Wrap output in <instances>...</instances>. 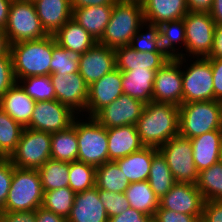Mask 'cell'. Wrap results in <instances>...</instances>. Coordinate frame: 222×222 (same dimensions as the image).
I'll list each match as a JSON object with an SVG mask.
<instances>
[{"label": "cell", "instance_id": "1", "mask_svg": "<svg viewBox=\"0 0 222 222\" xmlns=\"http://www.w3.org/2000/svg\"><path fill=\"white\" fill-rule=\"evenodd\" d=\"M136 128L145 147H161L179 135V106L153 101L146 103Z\"/></svg>", "mask_w": 222, "mask_h": 222}, {"label": "cell", "instance_id": "2", "mask_svg": "<svg viewBox=\"0 0 222 222\" xmlns=\"http://www.w3.org/2000/svg\"><path fill=\"white\" fill-rule=\"evenodd\" d=\"M56 44L53 35L11 44L10 53L16 82L31 76H50L52 50Z\"/></svg>", "mask_w": 222, "mask_h": 222}, {"label": "cell", "instance_id": "3", "mask_svg": "<svg viewBox=\"0 0 222 222\" xmlns=\"http://www.w3.org/2000/svg\"><path fill=\"white\" fill-rule=\"evenodd\" d=\"M143 22L141 0H117L113 5L109 23L98 43L112 49L130 45Z\"/></svg>", "mask_w": 222, "mask_h": 222}, {"label": "cell", "instance_id": "4", "mask_svg": "<svg viewBox=\"0 0 222 222\" xmlns=\"http://www.w3.org/2000/svg\"><path fill=\"white\" fill-rule=\"evenodd\" d=\"M79 117V118H78ZM76 129L78 161L94 167L108 162L107 128L94 117L78 115L72 123Z\"/></svg>", "mask_w": 222, "mask_h": 222}, {"label": "cell", "instance_id": "5", "mask_svg": "<svg viewBox=\"0 0 222 222\" xmlns=\"http://www.w3.org/2000/svg\"><path fill=\"white\" fill-rule=\"evenodd\" d=\"M43 196L38 170L14 166L10 190L1 212L36 211L42 205Z\"/></svg>", "mask_w": 222, "mask_h": 222}, {"label": "cell", "instance_id": "6", "mask_svg": "<svg viewBox=\"0 0 222 222\" xmlns=\"http://www.w3.org/2000/svg\"><path fill=\"white\" fill-rule=\"evenodd\" d=\"M222 101L189 102L179 106V135L192 139L219 130Z\"/></svg>", "mask_w": 222, "mask_h": 222}, {"label": "cell", "instance_id": "7", "mask_svg": "<svg viewBox=\"0 0 222 222\" xmlns=\"http://www.w3.org/2000/svg\"><path fill=\"white\" fill-rule=\"evenodd\" d=\"M182 67L183 104L214 100L211 61L206 57H182Z\"/></svg>", "mask_w": 222, "mask_h": 222}, {"label": "cell", "instance_id": "8", "mask_svg": "<svg viewBox=\"0 0 222 222\" xmlns=\"http://www.w3.org/2000/svg\"><path fill=\"white\" fill-rule=\"evenodd\" d=\"M4 30L10 45L41 39L48 35L41 25L33 1L30 0L12 1Z\"/></svg>", "mask_w": 222, "mask_h": 222}, {"label": "cell", "instance_id": "9", "mask_svg": "<svg viewBox=\"0 0 222 222\" xmlns=\"http://www.w3.org/2000/svg\"><path fill=\"white\" fill-rule=\"evenodd\" d=\"M51 158V134L24 128L9 160L13 166L38 170Z\"/></svg>", "mask_w": 222, "mask_h": 222}, {"label": "cell", "instance_id": "10", "mask_svg": "<svg viewBox=\"0 0 222 222\" xmlns=\"http://www.w3.org/2000/svg\"><path fill=\"white\" fill-rule=\"evenodd\" d=\"M165 158L176 182L196 184L199 171L194 164L189 138L177 135L158 148Z\"/></svg>", "mask_w": 222, "mask_h": 222}, {"label": "cell", "instance_id": "11", "mask_svg": "<svg viewBox=\"0 0 222 222\" xmlns=\"http://www.w3.org/2000/svg\"><path fill=\"white\" fill-rule=\"evenodd\" d=\"M185 23L186 56L207 57L213 46L215 22L210 13L188 12Z\"/></svg>", "mask_w": 222, "mask_h": 222}, {"label": "cell", "instance_id": "12", "mask_svg": "<svg viewBox=\"0 0 222 222\" xmlns=\"http://www.w3.org/2000/svg\"><path fill=\"white\" fill-rule=\"evenodd\" d=\"M78 116L69 106L56 99L35 103L31 120L26 128L47 133H56L68 129Z\"/></svg>", "mask_w": 222, "mask_h": 222}, {"label": "cell", "instance_id": "13", "mask_svg": "<svg viewBox=\"0 0 222 222\" xmlns=\"http://www.w3.org/2000/svg\"><path fill=\"white\" fill-rule=\"evenodd\" d=\"M152 101L183 104L182 57L171 58L155 72Z\"/></svg>", "mask_w": 222, "mask_h": 222}, {"label": "cell", "instance_id": "14", "mask_svg": "<svg viewBox=\"0 0 222 222\" xmlns=\"http://www.w3.org/2000/svg\"><path fill=\"white\" fill-rule=\"evenodd\" d=\"M145 103L127 94H122L101 109L94 118L105 128L136 125L142 115Z\"/></svg>", "mask_w": 222, "mask_h": 222}, {"label": "cell", "instance_id": "15", "mask_svg": "<svg viewBox=\"0 0 222 222\" xmlns=\"http://www.w3.org/2000/svg\"><path fill=\"white\" fill-rule=\"evenodd\" d=\"M50 80L57 101L69 106L79 115L86 111L89 86L79 72L66 75L50 74Z\"/></svg>", "mask_w": 222, "mask_h": 222}, {"label": "cell", "instance_id": "16", "mask_svg": "<svg viewBox=\"0 0 222 222\" xmlns=\"http://www.w3.org/2000/svg\"><path fill=\"white\" fill-rule=\"evenodd\" d=\"M122 94V74L115 68L89 85L86 111L82 115L94 117Z\"/></svg>", "mask_w": 222, "mask_h": 222}, {"label": "cell", "instance_id": "17", "mask_svg": "<svg viewBox=\"0 0 222 222\" xmlns=\"http://www.w3.org/2000/svg\"><path fill=\"white\" fill-rule=\"evenodd\" d=\"M205 199L196 184L176 182L159 199V207L188 215H202Z\"/></svg>", "mask_w": 222, "mask_h": 222}, {"label": "cell", "instance_id": "18", "mask_svg": "<svg viewBox=\"0 0 222 222\" xmlns=\"http://www.w3.org/2000/svg\"><path fill=\"white\" fill-rule=\"evenodd\" d=\"M78 62V72L88 86L116 68L114 49L98 42L78 55Z\"/></svg>", "mask_w": 222, "mask_h": 222}, {"label": "cell", "instance_id": "19", "mask_svg": "<svg viewBox=\"0 0 222 222\" xmlns=\"http://www.w3.org/2000/svg\"><path fill=\"white\" fill-rule=\"evenodd\" d=\"M109 217L99 198L98 188L76 193L67 222H108Z\"/></svg>", "mask_w": 222, "mask_h": 222}, {"label": "cell", "instance_id": "20", "mask_svg": "<svg viewBox=\"0 0 222 222\" xmlns=\"http://www.w3.org/2000/svg\"><path fill=\"white\" fill-rule=\"evenodd\" d=\"M114 52L116 68L120 71L136 68L157 71L171 59L165 52H139L129 45L118 47Z\"/></svg>", "mask_w": 222, "mask_h": 222}, {"label": "cell", "instance_id": "21", "mask_svg": "<svg viewBox=\"0 0 222 222\" xmlns=\"http://www.w3.org/2000/svg\"><path fill=\"white\" fill-rule=\"evenodd\" d=\"M41 25L48 35H54L72 18L70 0H33Z\"/></svg>", "mask_w": 222, "mask_h": 222}, {"label": "cell", "instance_id": "22", "mask_svg": "<svg viewBox=\"0 0 222 222\" xmlns=\"http://www.w3.org/2000/svg\"><path fill=\"white\" fill-rule=\"evenodd\" d=\"M108 137V161L128 156L141 150V143L136 125H125L107 129Z\"/></svg>", "mask_w": 222, "mask_h": 222}, {"label": "cell", "instance_id": "23", "mask_svg": "<svg viewBox=\"0 0 222 222\" xmlns=\"http://www.w3.org/2000/svg\"><path fill=\"white\" fill-rule=\"evenodd\" d=\"M194 164L200 172L222 160V133L214 130L190 139Z\"/></svg>", "mask_w": 222, "mask_h": 222}, {"label": "cell", "instance_id": "24", "mask_svg": "<svg viewBox=\"0 0 222 222\" xmlns=\"http://www.w3.org/2000/svg\"><path fill=\"white\" fill-rule=\"evenodd\" d=\"M35 103L18 82L0 98V108L24 128L30 123Z\"/></svg>", "mask_w": 222, "mask_h": 222}, {"label": "cell", "instance_id": "25", "mask_svg": "<svg viewBox=\"0 0 222 222\" xmlns=\"http://www.w3.org/2000/svg\"><path fill=\"white\" fill-rule=\"evenodd\" d=\"M144 21L160 25L182 19L189 12L186 0H141Z\"/></svg>", "mask_w": 222, "mask_h": 222}, {"label": "cell", "instance_id": "26", "mask_svg": "<svg viewBox=\"0 0 222 222\" xmlns=\"http://www.w3.org/2000/svg\"><path fill=\"white\" fill-rule=\"evenodd\" d=\"M112 9L113 5L88 6L72 9V19L98 42L109 23Z\"/></svg>", "mask_w": 222, "mask_h": 222}, {"label": "cell", "instance_id": "27", "mask_svg": "<svg viewBox=\"0 0 222 222\" xmlns=\"http://www.w3.org/2000/svg\"><path fill=\"white\" fill-rule=\"evenodd\" d=\"M155 72L146 68L121 71L123 93L143 101L145 104L152 102Z\"/></svg>", "mask_w": 222, "mask_h": 222}, {"label": "cell", "instance_id": "28", "mask_svg": "<svg viewBox=\"0 0 222 222\" xmlns=\"http://www.w3.org/2000/svg\"><path fill=\"white\" fill-rule=\"evenodd\" d=\"M158 152L155 147H143L126 157L116 159L115 162L123 172L129 183L148 179L153 156Z\"/></svg>", "mask_w": 222, "mask_h": 222}, {"label": "cell", "instance_id": "29", "mask_svg": "<svg viewBox=\"0 0 222 222\" xmlns=\"http://www.w3.org/2000/svg\"><path fill=\"white\" fill-rule=\"evenodd\" d=\"M53 36L58 45L76 55L85 53L97 43V41L72 18Z\"/></svg>", "mask_w": 222, "mask_h": 222}, {"label": "cell", "instance_id": "30", "mask_svg": "<svg viewBox=\"0 0 222 222\" xmlns=\"http://www.w3.org/2000/svg\"><path fill=\"white\" fill-rule=\"evenodd\" d=\"M159 27L161 47L165 53L173 59L186 57V36L185 23L183 18L161 23ZM182 46L184 47V50L179 48Z\"/></svg>", "mask_w": 222, "mask_h": 222}, {"label": "cell", "instance_id": "31", "mask_svg": "<svg viewBox=\"0 0 222 222\" xmlns=\"http://www.w3.org/2000/svg\"><path fill=\"white\" fill-rule=\"evenodd\" d=\"M130 207L146 215L153 216L159 208V198L151 189L147 180L130 183L125 190Z\"/></svg>", "mask_w": 222, "mask_h": 222}, {"label": "cell", "instance_id": "32", "mask_svg": "<svg viewBox=\"0 0 222 222\" xmlns=\"http://www.w3.org/2000/svg\"><path fill=\"white\" fill-rule=\"evenodd\" d=\"M76 129L71 125L64 131L51 134V158L61 162L78 160Z\"/></svg>", "mask_w": 222, "mask_h": 222}, {"label": "cell", "instance_id": "33", "mask_svg": "<svg viewBox=\"0 0 222 222\" xmlns=\"http://www.w3.org/2000/svg\"><path fill=\"white\" fill-rule=\"evenodd\" d=\"M147 181L159 199L176 183L165 158L159 151L153 156Z\"/></svg>", "mask_w": 222, "mask_h": 222}, {"label": "cell", "instance_id": "34", "mask_svg": "<svg viewBox=\"0 0 222 222\" xmlns=\"http://www.w3.org/2000/svg\"><path fill=\"white\" fill-rule=\"evenodd\" d=\"M45 191L69 187V163L50 158L38 169Z\"/></svg>", "mask_w": 222, "mask_h": 222}, {"label": "cell", "instance_id": "35", "mask_svg": "<svg viewBox=\"0 0 222 222\" xmlns=\"http://www.w3.org/2000/svg\"><path fill=\"white\" fill-rule=\"evenodd\" d=\"M129 181L115 161H108L96 168V187L115 193H125Z\"/></svg>", "mask_w": 222, "mask_h": 222}, {"label": "cell", "instance_id": "36", "mask_svg": "<svg viewBox=\"0 0 222 222\" xmlns=\"http://www.w3.org/2000/svg\"><path fill=\"white\" fill-rule=\"evenodd\" d=\"M196 186L205 201H222V160L200 171Z\"/></svg>", "mask_w": 222, "mask_h": 222}, {"label": "cell", "instance_id": "37", "mask_svg": "<svg viewBox=\"0 0 222 222\" xmlns=\"http://www.w3.org/2000/svg\"><path fill=\"white\" fill-rule=\"evenodd\" d=\"M24 127L0 108V158L15 151Z\"/></svg>", "mask_w": 222, "mask_h": 222}, {"label": "cell", "instance_id": "38", "mask_svg": "<svg viewBox=\"0 0 222 222\" xmlns=\"http://www.w3.org/2000/svg\"><path fill=\"white\" fill-rule=\"evenodd\" d=\"M75 195L76 193L69 187L45 191L41 206L67 219L74 204Z\"/></svg>", "mask_w": 222, "mask_h": 222}, {"label": "cell", "instance_id": "39", "mask_svg": "<svg viewBox=\"0 0 222 222\" xmlns=\"http://www.w3.org/2000/svg\"><path fill=\"white\" fill-rule=\"evenodd\" d=\"M129 46L139 52H165L161 47L159 25L144 21Z\"/></svg>", "mask_w": 222, "mask_h": 222}, {"label": "cell", "instance_id": "40", "mask_svg": "<svg viewBox=\"0 0 222 222\" xmlns=\"http://www.w3.org/2000/svg\"><path fill=\"white\" fill-rule=\"evenodd\" d=\"M69 188L75 193L92 189L96 186V167L81 161L69 163Z\"/></svg>", "mask_w": 222, "mask_h": 222}, {"label": "cell", "instance_id": "41", "mask_svg": "<svg viewBox=\"0 0 222 222\" xmlns=\"http://www.w3.org/2000/svg\"><path fill=\"white\" fill-rule=\"evenodd\" d=\"M18 83L26 91L27 95L36 102L55 99V90L50 76H31L20 79Z\"/></svg>", "mask_w": 222, "mask_h": 222}, {"label": "cell", "instance_id": "42", "mask_svg": "<svg viewBox=\"0 0 222 222\" xmlns=\"http://www.w3.org/2000/svg\"><path fill=\"white\" fill-rule=\"evenodd\" d=\"M78 55L56 44L52 50L50 74H73L78 72Z\"/></svg>", "mask_w": 222, "mask_h": 222}, {"label": "cell", "instance_id": "43", "mask_svg": "<svg viewBox=\"0 0 222 222\" xmlns=\"http://www.w3.org/2000/svg\"><path fill=\"white\" fill-rule=\"evenodd\" d=\"M98 192L100 201L105 207L109 218L121 214L130 207L125 193H115L101 189H98Z\"/></svg>", "mask_w": 222, "mask_h": 222}, {"label": "cell", "instance_id": "44", "mask_svg": "<svg viewBox=\"0 0 222 222\" xmlns=\"http://www.w3.org/2000/svg\"><path fill=\"white\" fill-rule=\"evenodd\" d=\"M13 172L14 166L9 158H0V212L4 208L10 190Z\"/></svg>", "mask_w": 222, "mask_h": 222}, {"label": "cell", "instance_id": "45", "mask_svg": "<svg viewBox=\"0 0 222 222\" xmlns=\"http://www.w3.org/2000/svg\"><path fill=\"white\" fill-rule=\"evenodd\" d=\"M16 83L11 55H0V98Z\"/></svg>", "mask_w": 222, "mask_h": 222}, {"label": "cell", "instance_id": "46", "mask_svg": "<svg viewBox=\"0 0 222 222\" xmlns=\"http://www.w3.org/2000/svg\"><path fill=\"white\" fill-rule=\"evenodd\" d=\"M202 215H188L159 207L153 222H201Z\"/></svg>", "mask_w": 222, "mask_h": 222}, {"label": "cell", "instance_id": "47", "mask_svg": "<svg viewBox=\"0 0 222 222\" xmlns=\"http://www.w3.org/2000/svg\"><path fill=\"white\" fill-rule=\"evenodd\" d=\"M108 222H153V216L129 207L121 214L110 217Z\"/></svg>", "mask_w": 222, "mask_h": 222}, {"label": "cell", "instance_id": "48", "mask_svg": "<svg viewBox=\"0 0 222 222\" xmlns=\"http://www.w3.org/2000/svg\"><path fill=\"white\" fill-rule=\"evenodd\" d=\"M201 222H222V201H205Z\"/></svg>", "mask_w": 222, "mask_h": 222}, {"label": "cell", "instance_id": "49", "mask_svg": "<svg viewBox=\"0 0 222 222\" xmlns=\"http://www.w3.org/2000/svg\"><path fill=\"white\" fill-rule=\"evenodd\" d=\"M0 222H36V211L0 212Z\"/></svg>", "mask_w": 222, "mask_h": 222}, {"label": "cell", "instance_id": "50", "mask_svg": "<svg viewBox=\"0 0 222 222\" xmlns=\"http://www.w3.org/2000/svg\"><path fill=\"white\" fill-rule=\"evenodd\" d=\"M214 80V100L222 101V59H209Z\"/></svg>", "mask_w": 222, "mask_h": 222}, {"label": "cell", "instance_id": "51", "mask_svg": "<svg viewBox=\"0 0 222 222\" xmlns=\"http://www.w3.org/2000/svg\"><path fill=\"white\" fill-rule=\"evenodd\" d=\"M208 59H222V25H215L213 46Z\"/></svg>", "mask_w": 222, "mask_h": 222}, {"label": "cell", "instance_id": "52", "mask_svg": "<svg viewBox=\"0 0 222 222\" xmlns=\"http://www.w3.org/2000/svg\"><path fill=\"white\" fill-rule=\"evenodd\" d=\"M190 12L210 13L214 0H186Z\"/></svg>", "mask_w": 222, "mask_h": 222}, {"label": "cell", "instance_id": "53", "mask_svg": "<svg viewBox=\"0 0 222 222\" xmlns=\"http://www.w3.org/2000/svg\"><path fill=\"white\" fill-rule=\"evenodd\" d=\"M36 222H67V219L41 206L36 210Z\"/></svg>", "mask_w": 222, "mask_h": 222}, {"label": "cell", "instance_id": "54", "mask_svg": "<svg viewBox=\"0 0 222 222\" xmlns=\"http://www.w3.org/2000/svg\"><path fill=\"white\" fill-rule=\"evenodd\" d=\"M117 0H70L71 8L77 9L88 6L114 5Z\"/></svg>", "mask_w": 222, "mask_h": 222}, {"label": "cell", "instance_id": "55", "mask_svg": "<svg viewBox=\"0 0 222 222\" xmlns=\"http://www.w3.org/2000/svg\"><path fill=\"white\" fill-rule=\"evenodd\" d=\"M12 0H0V29H5Z\"/></svg>", "mask_w": 222, "mask_h": 222}, {"label": "cell", "instance_id": "56", "mask_svg": "<svg viewBox=\"0 0 222 222\" xmlns=\"http://www.w3.org/2000/svg\"><path fill=\"white\" fill-rule=\"evenodd\" d=\"M210 16L216 25H222V0H214Z\"/></svg>", "mask_w": 222, "mask_h": 222}, {"label": "cell", "instance_id": "57", "mask_svg": "<svg viewBox=\"0 0 222 222\" xmlns=\"http://www.w3.org/2000/svg\"><path fill=\"white\" fill-rule=\"evenodd\" d=\"M0 55H11L10 43L4 29H0Z\"/></svg>", "mask_w": 222, "mask_h": 222}, {"label": "cell", "instance_id": "58", "mask_svg": "<svg viewBox=\"0 0 222 222\" xmlns=\"http://www.w3.org/2000/svg\"><path fill=\"white\" fill-rule=\"evenodd\" d=\"M219 131L222 133V104H221L220 119H219Z\"/></svg>", "mask_w": 222, "mask_h": 222}]
</instances>
